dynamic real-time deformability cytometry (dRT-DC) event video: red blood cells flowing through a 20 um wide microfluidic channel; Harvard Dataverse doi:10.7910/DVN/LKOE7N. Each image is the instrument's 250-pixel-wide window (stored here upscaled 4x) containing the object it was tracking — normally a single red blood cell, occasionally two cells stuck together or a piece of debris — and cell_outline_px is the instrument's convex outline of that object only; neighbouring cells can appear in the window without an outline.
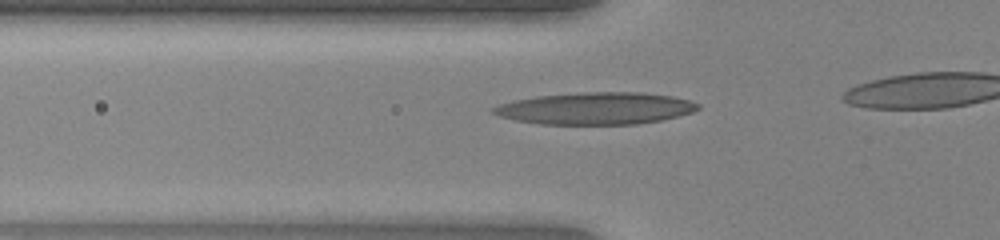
{"species": "human", "species_latin": "Homo sapiens", "temperature_condition": "warm", "stored_images_in_passage": 27, "camera_frame_rate_fps": 3000, "um_per_image_px": 0.085, "donor": {"sex": "female"}, "frame": {"image": 1, "passage_image": 3, "time_ms": 0.667, "image_size_px": [1000, 240], "cell_outline_px": [[700, 108], [692, 112], [660, 120], [636, 124], [540, 124], [516, 120], [500, 116], [492, 112], [492, 108], [500, 104], [512, 100], [536, 96], [584, 92], [640, 92], [672, 96], [688, 100], [700, 104]], "centroid_in_image_um": [50.62, 9.21], "position_along_channel_um": 75.2, "area_um2": 38.03}}
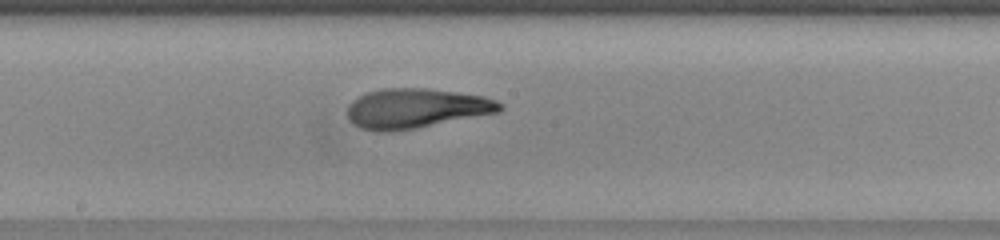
{"frame": {"image": 2, "passage_image": 13, "time_ms": 4.0, "image_size_px": [1000, 240], "cell_outline_px": [[504, 108], [500, 112], [416, 128], [388, 132], [376, 132], [360, 128], [352, 124], [348, 116], [348, 104], [352, 100], [368, 92], [384, 88], [424, 88], [484, 96], [496, 100], [504, 104]], "centroid_in_image_um": [35.36, 9.22], "position_along_channel_um": 212.8, "area_um2": 35.37}}
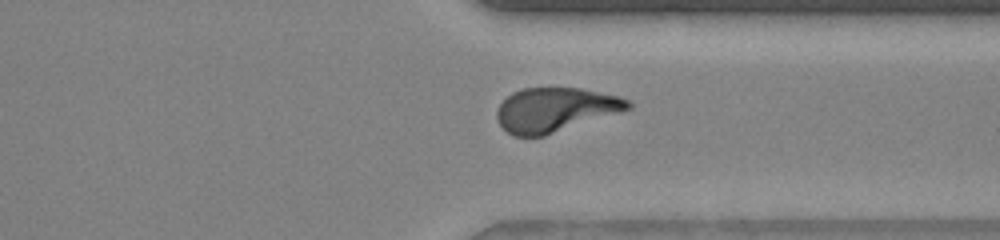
{"frame": {"image": 3, "passage_image": 24, "time_ms": 7.667, "image_size_px": [1000, 240], "cell_outline_px": [[632, 108], [620, 112], [544, 136], [512, 136], [500, 124], [496, 116], [496, 112], [500, 104], [512, 92], [524, 88], [580, 88], [616, 96], [632, 100]], "centroid_in_image_um": [47.19, 9.33], "position_along_channel_um": 364.2, "area_um2": 33.52}}